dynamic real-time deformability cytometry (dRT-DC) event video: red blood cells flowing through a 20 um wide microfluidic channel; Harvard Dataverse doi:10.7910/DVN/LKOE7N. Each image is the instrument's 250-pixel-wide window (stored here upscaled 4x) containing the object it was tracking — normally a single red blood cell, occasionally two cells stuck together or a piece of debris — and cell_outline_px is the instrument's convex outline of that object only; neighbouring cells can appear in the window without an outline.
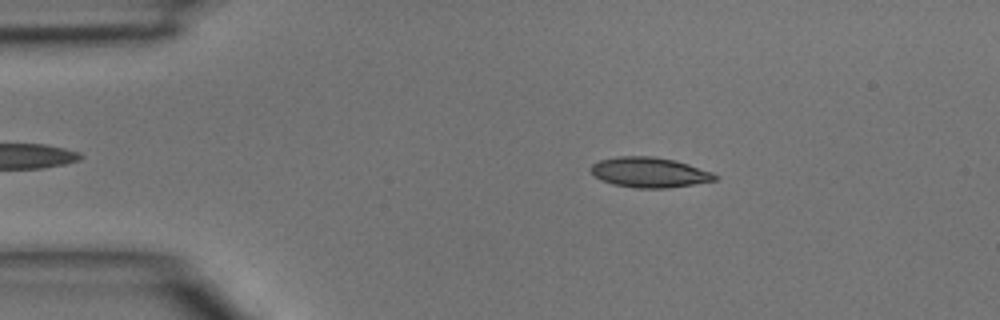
{"species": "common noctule bat (a hibernating species)", "species_latin": "Nyctalus noctula", "temperature_condition": "room temperature", "stored_images_in_passage": 44, "camera_frame_rate_fps": 3000, "um_per_image_px": 0.085, "animal": {"sex": "male", "body_mass_g": 15.6}, "frame": {"image": 1, "passage_image": 7, "time_ms": 2.0, "image_size_px": [1000, 320], "cell_outline_px": [[720, 176], [716, 180], [668, 188], [636, 188], [612, 184], [596, 176], [592, 172], [592, 164], [600, 160], [620, 156], [652, 156], [672, 160], [688, 164], [712, 172]], "centroid_in_image_um": [55.23, 14.65], "position_along_channel_um": 29.8, "area_um2": 21.5}}
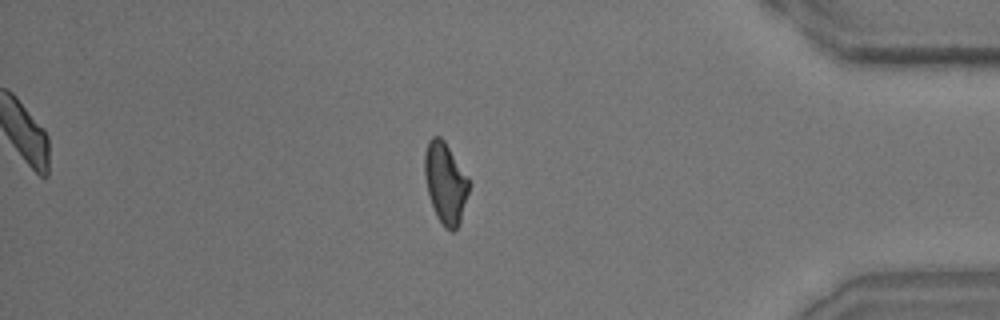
{"frame": {"image": 2, "passage_image": 38, "time_ms": 12.333, "image_size_px": [1000, 320], "cell_outline_px": [[468, 192], [460, 224], [452, 232], [444, 228], [436, 216], [428, 192], [424, 176], [424, 152], [428, 140], [432, 136], [440, 136], [444, 140], [468, 180]], "centroid_in_image_um": [37.82, 15.56], "position_along_channel_um": 397.4, "area_um2": 20.63}}
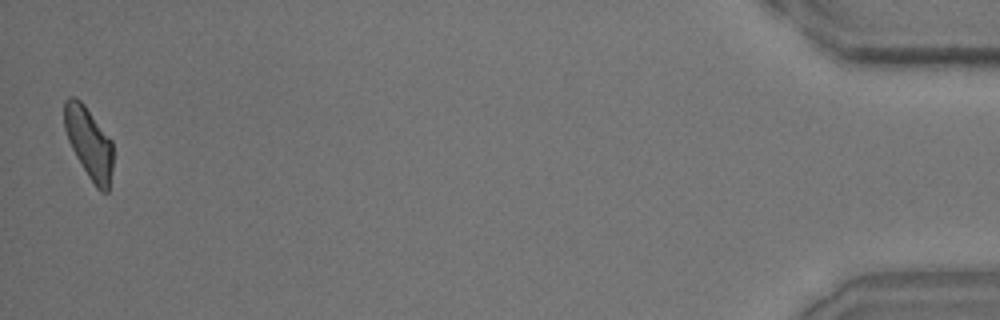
{"frame": {"image": 3, "passage_image": 44, "time_ms": 14.333, "image_size_px": [1000, 320], "cell_outline_px": [[112, 168], [108, 192], [100, 192], [96, 188], [88, 176], [76, 156], [68, 140], [64, 128], [64, 100], [68, 96], [76, 96], [84, 104], [112, 140]], "centroid_in_image_um": [7.55, 12.12], "position_along_channel_um": 427.7, "area_um2": 20.29}}